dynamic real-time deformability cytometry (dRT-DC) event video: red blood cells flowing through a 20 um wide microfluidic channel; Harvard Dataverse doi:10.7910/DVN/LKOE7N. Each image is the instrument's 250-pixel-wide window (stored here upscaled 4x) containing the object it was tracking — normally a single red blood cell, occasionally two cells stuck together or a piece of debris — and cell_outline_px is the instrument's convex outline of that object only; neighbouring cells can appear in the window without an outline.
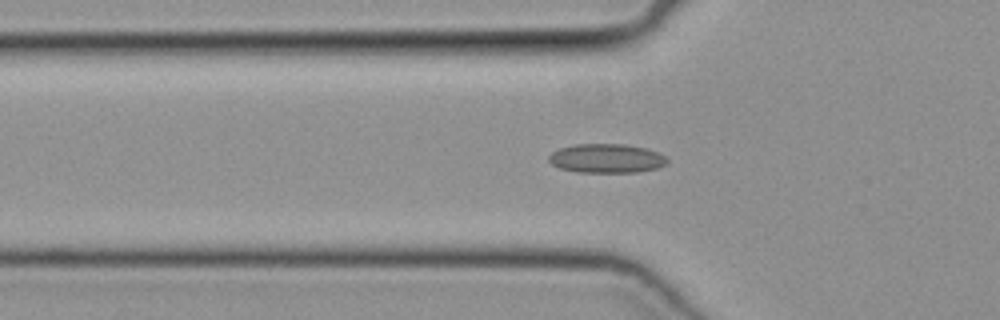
{"species": "common noctule bat (a hibernating species)", "species_latin": "Nyctalus noctula", "temperature_condition": "cold", "stored_images_in_passage": 36, "camera_frame_rate_fps": 3000, "um_per_image_px": 0.085, "animal": {"sex": "female", "body_mass_g": 19.3, "forearm_length_mm": 54.1}, "frame": {"image": 1, "passage_image": 4, "time_ms": 1.0, "image_size_px": [1000, 320], "cell_outline_px": [[668, 160], [664, 164], [656, 168], [636, 172], [576, 172], [560, 168], [552, 164], [548, 160], [548, 156], [552, 152], [560, 148], [576, 144], [624, 144], [644, 148], [656, 152], [664, 156]], "centroid_in_image_um": [51.5, 13.46], "position_along_channel_um": 74.3, "area_um2": 19.83}}
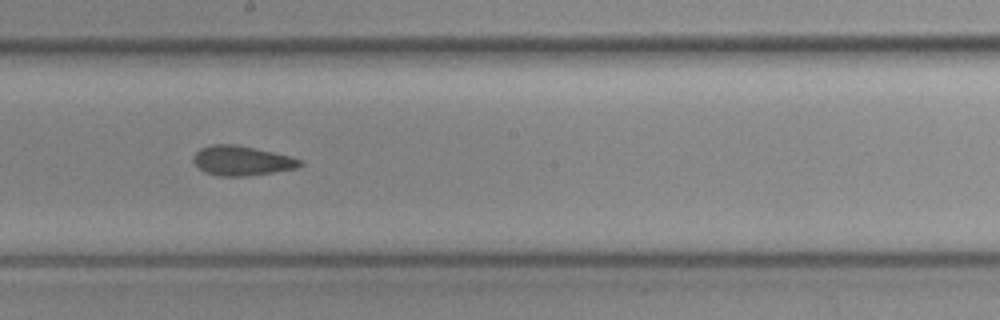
{"frame": {"image": 2, "passage_image": 15, "time_ms": 4.667, "image_size_px": [1000, 320], "cell_outline_px": [[304, 164], [300, 168], [244, 176], [220, 176], [204, 172], [192, 160], [192, 156], [200, 148], [212, 144], [236, 144], [272, 152], [304, 160]], "centroid_in_image_um": [20.56, 13.65], "position_along_channel_um": 227.6, "area_um2": 18.44}}
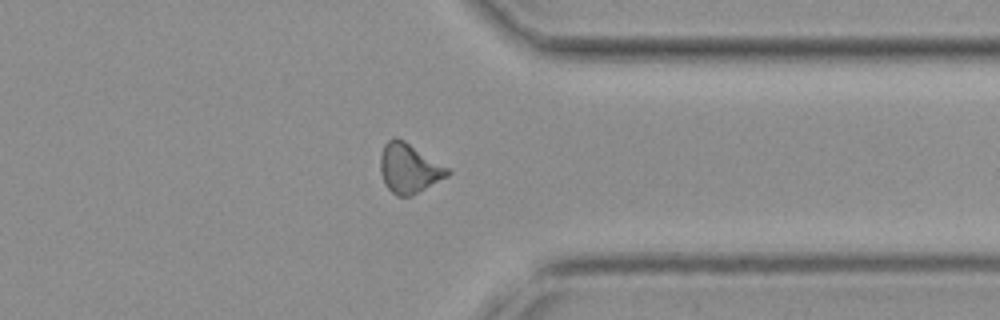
{"frame": {"image": 3, "passage_image": 26, "time_ms": 8.333, "image_size_px": [1000, 320], "cell_outline_px": [[452, 172], [448, 176], [412, 196], [396, 196], [384, 184], [380, 172], [380, 156], [384, 144], [392, 136], [396, 136], [404, 140], [448, 168]], "centroid_in_image_um": [34.74, 14.3], "position_along_channel_um": 376.7, "area_um2": 19.48}}